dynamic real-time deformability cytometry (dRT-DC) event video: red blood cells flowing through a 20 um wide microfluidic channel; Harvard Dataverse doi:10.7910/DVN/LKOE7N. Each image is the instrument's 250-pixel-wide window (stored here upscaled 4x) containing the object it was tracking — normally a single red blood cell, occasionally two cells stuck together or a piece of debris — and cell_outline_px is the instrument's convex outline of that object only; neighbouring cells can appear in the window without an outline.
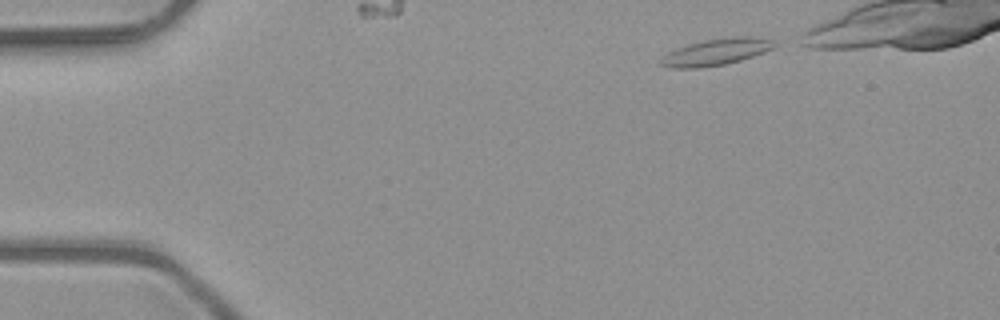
{"species": "common noctule bat (a hibernating species)", "species_latin": "Nyctalus noctula", "temperature_condition": "room temperature", "stored_images_in_passage": 5, "segment_of_instrument_passage": [1, 2], "camera_frame_rate_fps": 3000, "um_per_image_px": 0.085, "animal": {"sex": "male", "body_mass_g": 23.1, "forearm_length_mm": 52.7}, "frame": {"image": 1, "passage_image": 1, "time_ms": 0.0, "image_size_px": [1000, 320], "cell_outline_px": [[776, 48], [740, 60], [724, 64], [700, 68], [668, 68], [660, 64], [660, 60], [668, 52], [676, 48], [688, 44], [704, 40], [732, 36], [748, 36], [772, 40], [776, 44]], "centroid_in_image_um": [60.86, 4.41], "position_along_channel_um": 24.1, "area_um2": 17.57}}
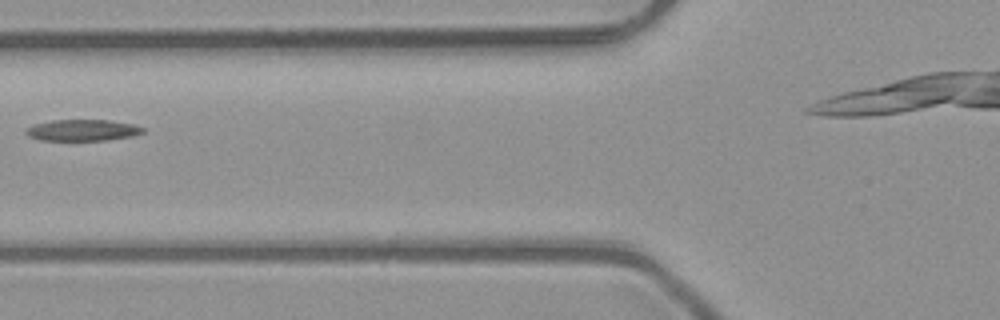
{"frame": {"image": 2, "passage_image": 4, "time_ms": 1.0, "image_size_px": [1000, 320], "cell_outline_px": [[144, 132], [132, 136], [108, 140], [40, 140], [28, 136], [24, 132], [24, 128], [36, 124], [52, 120], [108, 120], [132, 124], [144, 128]], "centroid_in_image_um": [6.98, 11.07], "position_along_channel_um": 118.8, "area_um2": 14.51}}